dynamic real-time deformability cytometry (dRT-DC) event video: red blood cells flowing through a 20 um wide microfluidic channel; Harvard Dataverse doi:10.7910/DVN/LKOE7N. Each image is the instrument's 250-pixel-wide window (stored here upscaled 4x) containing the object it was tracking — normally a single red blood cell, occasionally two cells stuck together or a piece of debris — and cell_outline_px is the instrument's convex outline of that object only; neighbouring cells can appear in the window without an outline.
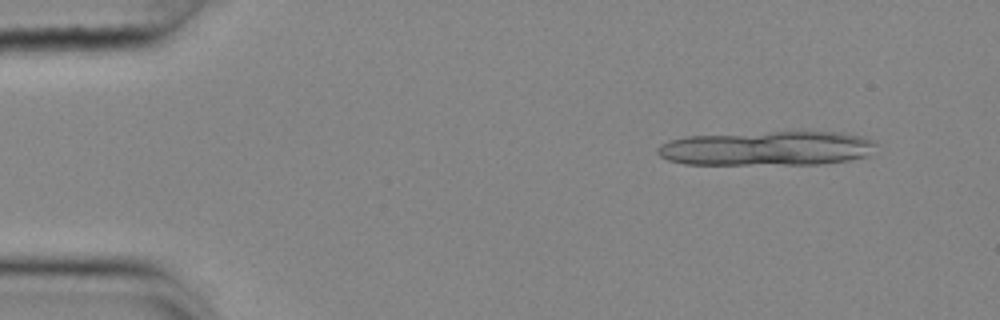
{"species": "common noctule bat (a hibernating species)", "species_latin": "Nyctalus noctula", "temperature_condition": "cold", "stored_images_in_passage": 27, "camera_frame_rate_fps": 3000, "um_per_image_px": 0.085, "animal": {"sex": "female", "body_mass_g": 25.1}, "frame": {"image": 1, "passage_image": 5, "time_ms": 1.333, "image_size_px": [1000, 320], "cell_outline_px": [[876, 144], [868, 156], [848, 160], [820, 164], [684, 164], [668, 160], [660, 156], [656, 152], [656, 148], [660, 144], [668, 140], [684, 136], [772, 132], [844, 132], [864, 136], [876, 140]], "centroid_in_image_um": [65.19, 12.61], "position_along_channel_um": 19.8, "area_um2": 44.16}}